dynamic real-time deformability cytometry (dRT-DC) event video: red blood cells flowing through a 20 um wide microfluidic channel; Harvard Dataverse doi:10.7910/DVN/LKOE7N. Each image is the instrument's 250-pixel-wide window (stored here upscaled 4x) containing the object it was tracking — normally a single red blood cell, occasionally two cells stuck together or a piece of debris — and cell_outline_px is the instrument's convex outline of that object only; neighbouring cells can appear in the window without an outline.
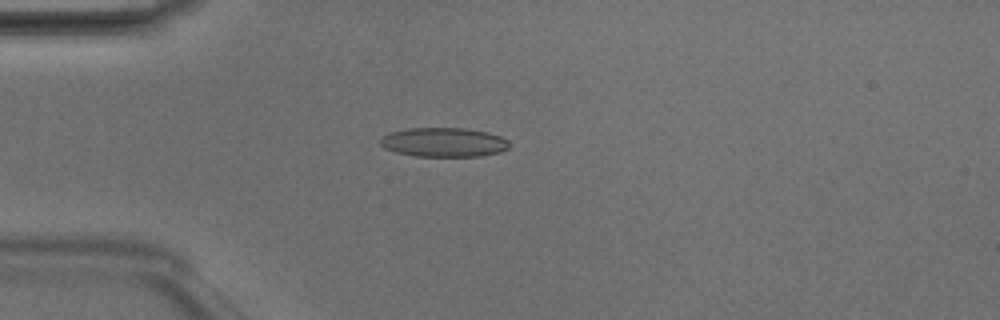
{"species": "Egyptian fruit bat (a non-hibernating species)", "species_latin": "Rousettus aegyptiacus", "temperature_condition": "room temperature", "stored_images_in_passage": 4, "camera_frame_rate_fps": 3000, "um_per_image_px": 0.085, "animal": {"sex": "male"}, "frame": {"image": 1, "passage_image": 4, "time_ms": 1.0, "image_size_px": [1000, 320], "cell_outline_px": [[508, 148], [500, 152], [480, 156], [416, 156], [396, 152], [384, 148], [380, 144], [380, 140], [384, 136], [392, 132], [408, 128], [468, 128], [488, 132], [500, 136], [508, 140]], "centroid_in_image_um": [37.74, 12.09], "position_along_channel_um": 47.3, "area_um2": 21.91}}